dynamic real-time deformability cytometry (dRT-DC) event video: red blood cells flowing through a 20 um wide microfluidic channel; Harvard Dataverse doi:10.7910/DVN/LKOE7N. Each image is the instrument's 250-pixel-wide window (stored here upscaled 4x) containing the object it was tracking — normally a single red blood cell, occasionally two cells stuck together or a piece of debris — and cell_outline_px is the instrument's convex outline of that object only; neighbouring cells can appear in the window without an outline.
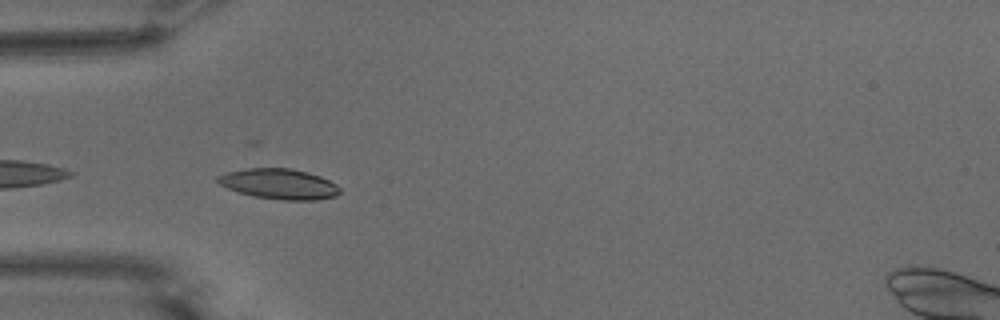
{"species": "common noctule bat (a hibernating species)", "species_latin": "Nyctalus noctula", "temperature_condition": "warm", "stored_images_in_passage": 5, "camera_frame_rate_fps": 3000, "um_per_image_px": 0.085, "animal": {"sex": "male", "body_mass_g": 15.6}, "frame": {"image": 1, "passage_image": 2, "time_ms": 0.333, "image_size_px": [1000, 320], "cell_outline_px": [[340, 192], [336, 196], [316, 200], [284, 200], [252, 196], [228, 188], [220, 184], [216, 180], [216, 176], [228, 172], [248, 168], [288, 168], [308, 172], [320, 176], [336, 184], [340, 188]], "centroid_in_image_um": [23.74, 15.64], "position_along_channel_um": 61.3, "area_um2": 21.5}}